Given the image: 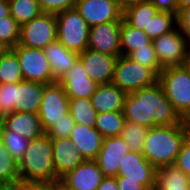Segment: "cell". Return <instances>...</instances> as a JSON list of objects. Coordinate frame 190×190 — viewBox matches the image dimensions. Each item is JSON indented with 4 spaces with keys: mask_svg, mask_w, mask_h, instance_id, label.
Wrapping results in <instances>:
<instances>
[{
    "mask_svg": "<svg viewBox=\"0 0 190 190\" xmlns=\"http://www.w3.org/2000/svg\"><path fill=\"white\" fill-rule=\"evenodd\" d=\"M10 16V5L8 0H0V18Z\"/></svg>",
    "mask_w": 190,
    "mask_h": 190,
    "instance_id": "7dc6e473",
    "label": "cell"
},
{
    "mask_svg": "<svg viewBox=\"0 0 190 190\" xmlns=\"http://www.w3.org/2000/svg\"><path fill=\"white\" fill-rule=\"evenodd\" d=\"M76 122L70 113H66L63 119L56 122L45 134L51 139L66 138L71 135Z\"/></svg>",
    "mask_w": 190,
    "mask_h": 190,
    "instance_id": "8d00e7d4",
    "label": "cell"
},
{
    "mask_svg": "<svg viewBox=\"0 0 190 190\" xmlns=\"http://www.w3.org/2000/svg\"><path fill=\"white\" fill-rule=\"evenodd\" d=\"M104 177L97 162L87 160L66 173L60 181L72 190H97Z\"/></svg>",
    "mask_w": 190,
    "mask_h": 190,
    "instance_id": "e0dca14e",
    "label": "cell"
},
{
    "mask_svg": "<svg viewBox=\"0 0 190 190\" xmlns=\"http://www.w3.org/2000/svg\"><path fill=\"white\" fill-rule=\"evenodd\" d=\"M57 41L66 49L81 53L88 49L89 25L76 8L56 14Z\"/></svg>",
    "mask_w": 190,
    "mask_h": 190,
    "instance_id": "5b68a950",
    "label": "cell"
},
{
    "mask_svg": "<svg viewBox=\"0 0 190 190\" xmlns=\"http://www.w3.org/2000/svg\"><path fill=\"white\" fill-rule=\"evenodd\" d=\"M158 12L153 3H142L123 9L122 18L131 26L149 32V23Z\"/></svg>",
    "mask_w": 190,
    "mask_h": 190,
    "instance_id": "484cf974",
    "label": "cell"
},
{
    "mask_svg": "<svg viewBox=\"0 0 190 190\" xmlns=\"http://www.w3.org/2000/svg\"><path fill=\"white\" fill-rule=\"evenodd\" d=\"M120 28L121 21L101 23L90 27L88 49L111 56H121Z\"/></svg>",
    "mask_w": 190,
    "mask_h": 190,
    "instance_id": "7c38bea8",
    "label": "cell"
},
{
    "mask_svg": "<svg viewBox=\"0 0 190 190\" xmlns=\"http://www.w3.org/2000/svg\"><path fill=\"white\" fill-rule=\"evenodd\" d=\"M69 98L58 82L44 84L43 98L38 111L45 133L68 113Z\"/></svg>",
    "mask_w": 190,
    "mask_h": 190,
    "instance_id": "30bf717a",
    "label": "cell"
},
{
    "mask_svg": "<svg viewBox=\"0 0 190 190\" xmlns=\"http://www.w3.org/2000/svg\"><path fill=\"white\" fill-rule=\"evenodd\" d=\"M153 45L162 69L185 65L190 60V41L177 27L154 39Z\"/></svg>",
    "mask_w": 190,
    "mask_h": 190,
    "instance_id": "52a82bcc",
    "label": "cell"
},
{
    "mask_svg": "<svg viewBox=\"0 0 190 190\" xmlns=\"http://www.w3.org/2000/svg\"><path fill=\"white\" fill-rule=\"evenodd\" d=\"M19 178L26 184H52L56 182L53 164L52 139L46 134L29 141L18 163Z\"/></svg>",
    "mask_w": 190,
    "mask_h": 190,
    "instance_id": "3957f363",
    "label": "cell"
},
{
    "mask_svg": "<svg viewBox=\"0 0 190 190\" xmlns=\"http://www.w3.org/2000/svg\"><path fill=\"white\" fill-rule=\"evenodd\" d=\"M176 24L179 31L190 41V6L178 11Z\"/></svg>",
    "mask_w": 190,
    "mask_h": 190,
    "instance_id": "60d3db41",
    "label": "cell"
},
{
    "mask_svg": "<svg viewBox=\"0 0 190 190\" xmlns=\"http://www.w3.org/2000/svg\"><path fill=\"white\" fill-rule=\"evenodd\" d=\"M122 159L117 177L137 181L149 190L155 188L156 168L146 160L142 153L130 151Z\"/></svg>",
    "mask_w": 190,
    "mask_h": 190,
    "instance_id": "4fadbf2b",
    "label": "cell"
},
{
    "mask_svg": "<svg viewBox=\"0 0 190 190\" xmlns=\"http://www.w3.org/2000/svg\"><path fill=\"white\" fill-rule=\"evenodd\" d=\"M0 190H26V183L20 179L0 183Z\"/></svg>",
    "mask_w": 190,
    "mask_h": 190,
    "instance_id": "ee69618b",
    "label": "cell"
},
{
    "mask_svg": "<svg viewBox=\"0 0 190 190\" xmlns=\"http://www.w3.org/2000/svg\"><path fill=\"white\" fill-rule=\"evenodd\" d=\"M130 152L121 136L104 138L95 161L106 177H117L122 158Z\"/></svg>",
    "mask_w": 190,
    "mask_h": 190,
    "instance_id": "9a60e30c",
    "label": "cell"
},
{
    "mask_svg": "<svg viewBox=\"0 0 190 190\" xmlns=\"http://www.w3.org/2000/svg\"><path fill=\"white\" fill-rule=\"evenodd\" d=\"M4 118H5V114L0 108V127L3 126Z\"/></svg>",
    "mask_w": 190,
    "mask_h": 190,
    "instance_id": "db71d44e",
    "label": "cell"
},
{
    "mask_svg": "<svg viewBox=\"0 0 190 190\" xmlns=\"http://www.w3.org/2000/svg\"><path fill=\"white\" fill-rule=\"evenodd\" d=\"M69 138L86 161L97 158L104 140V137L95 127H88L77 123L71 131Z\"/></svg>",
    "mask_w": 190,
    "mask_h": 190,
    "instance_id": "ffe728a7",
    "label": "cell"
},
{
    "mask_svg": "<svg viewBox=\"0 0 190 190\" xmlns=\"http://www.w3.org/2000/svg\"><path fill=\"white\" fill-rule=\"evenodd\" d=\"M174 165L181 169L190 178V133L184 140Z\"/></svg>",
    "mask_w": 190,
    "mask_h": 190,
    "instance_id": "ab89813d",
    "label": "cell"
},
{
    "mask_svg": "<svg viewBox=\"0 0 190 190\" xmlns=\"http://www.w3.org/2000/svg\"><path fill=\"white\" fill-rule=\"evenodd\" d=\"M119 190H149L145 185L137 181L125 180V177H116Z\"/></svg>",
    "mask_w": 190,
    "mask_h": 190,
    "instance_id": "7bdbcfd3",
    "label": "cell"
},
{
    "mask_svg": "<svg viewBox=\"0 0 190 190\" xmlns=\"http://www.w3.org/2000/svg\"><path fill=\"white\" fill-rule=\"evenodd\" d=\"M75 8L89 27L123 19L119 0H76Z\"/></svg>",
    "mask_w": 190,
    "mask_h": 190,
    "instance_id": "8fae6325",
    "label": "cell"
},
{
    "mask_svg": "<svg viewBox=\"0 0 190 190\" xmlns=\"http://www.w3.org/2000/svg\"><path fill=\"white\" fill-rule=\"evenodd\" d=\"M128 57L133 61L149 68L157 77L163 70L160 67L159 61L157 59L153 42L150 45L137 48L136 50L132 51Z\"/></svg>",
    "mask_w": 190,
    "mask_h": 190,
    "instance_id": "836d02e7",
    "label": "cell"
},
{
    "mask_svg": "<svg viewBox=\"0 0 190 190\" xmlns=\"http://www.w3.org/2000/svg\"><path fill=\"white\" fill-rule=\"evenodd\" d=\"M43 13L58 14L75 8L76 0H38Z\"/></svg>",
    "mask_w": 190,
    "mask_h": 190,
    "instance_id": "f35d334b",
    "label": "cell"
},
{
    "mask_svg": "<svg viewBox=\"0 0 190 190\" xmlns=\"http://www.w3.org/2000/svg\"><path fill=\"white\" fill-rule=\"evenodd\" d=\"M97 190H119L116 177H104Z\"/></svg>",
    "mask_w": 190,
    "mask_h": 190,
    "instance_id": "f6af8a7d",
    "label": "cell"
},
{
    "mask_svg": "<svg viewBox=\"0 0 190 190\" xmlns=\"http://www.w3.org/2000/svg\"><path fill=\"white\" fill-rule=\"evenodd\" d=\"M152 3L158 11L170 12L176 15L178 13L177 0H153Z\"/></svg>",
    "mask_w": 190,
    "mask_h": 190,
    "instance_id": "b9f144b4",
    "label": "cell"
},
{
    "mask_svg": "<svg viewBox=\"0 0 190 190\" xmlns=\"http://www.w3.org/2000/svg\"><path fill=\"white\" fill-rule=\"evenodd\" d=\"M126 121L152 128L158 125L186 124L167 99L159 81L125 97Z\"/></svg>",
    "mask_w": 190,
    "mask_h": 190,
    "instance_id": "6da1fadb",
    "label": "cell"
},
{
    "mask_svg": "<svg viewBox=\"0 0 190 190\" xmlns=\"http://www.w3.org/2000/svg\"><path fill=\"white\" fill-rule=\"evenodd\" d=\"M176 14L158 11L149 23V32H145L152 40L170 33L176 28Z\"/></svg>",
    "mask_w": 190,
    "mask_h": 190,
    "instance_id": "d6a6232c",
    "label": "cell"
},
{
    "mask_svg": "<svg viewBox=\"0 0 190 190\" xmlns=\"http://www.w3.org/2000/svg\"><path fill=\"white\" fill-rule=\"evenodd\" d=\"M158 81L167 99L183 118L190 111V64L163 69Z\"/></svg>",
    "mask_w": 190,
    "mask_h": 190,
    "instance_id": "277c9868",
    "label": "cell"
},
{
    "mask_svg": "<svg viewBox=\"0 0 190 190\" xmlns=\"http://www.w3.org/2000/svg\"><path fill=\"white\" fill-rule=\"evenodd\" d=\"M156 190H190V178L178 167L166 165L156 169Z\"/></svg>",
    "mask_w": 190,
    "mask_h": 190,
    "instance_id": "cb8c5ba5",
    "label": "cell"
},
{
    "mask_svg": "<svg viewBox=\"0 0 190 190\" xmlns=\"http://www.w3.org/2000/svg\"><path fill=\"white\" fill-rule=\"evenodd\" d=\"M54 78L58 81L78 60L79 53L66 49L59 41L48 44L44 49Z\"/></svg>",
    "mask_w": 190,
    "mask_h": 190,
    "instance_id": "603a6c76",
    "label": "cell"
},
{
    "mask_svg": "<svg viewBox=\"0 0 190 190\" xmlns=\"http://www.w3.org/2000/svg\"><path fill=\"white\" fill-rule=\"evenodd\" d=\"M126 95L110 82L98 85L90 100L97 113L123 111Z\"/></svg>",
    "mask_w": 190,
    "mask_h": 190,
    "instance_id": "7402d4cb",
    "label": "cell"
},
{
    "mask_svg": "<svg viewBox=\"0 0 190 190\" xmlns=\"http://www.w3.org/2000/svg\"><path fill=\"white\" fill-rule=\"evenodd\" d=\"M153 0H119L122 10L128 6L142 3H152Z\"/></svg>",
    "mask_w": 190,
    "mask_h": 190,
    "instance_id": "bcb514c9",
    "label": "cell"
},
{
    "mask_svg": "<svg viewBox=\"0 0 190 190\" xmlns=\"http://www.w3.org/2000/svg\"><path fill=\"white\" fill-rule=\"evenodd\" d=\"M183 121L190 127V111L183 117Z\"/></svg>",
    "mask_w": 190,
    "mask_h": 190,
    "instance_id": "f5cc1de1",
    "label": "cell"
},
{
    "mask_svg": "<svg viewBox=\"0 0 190 190\" xmlns=\"http://www.w3.org/2000/svg\"><path fill=\"white\" fill-rule=\"evenodd\" d=\"M26 190H53L52 184H26Z\"/></svg>",
    "mask_w": 190,
    "mask_h": 190,
    "instance_id": "c3c4849f",
    "label": "cell"
},
{
    "mask_svg": "<svg viewBox=\"0 0 190 190\" xmlns=\"http://www.w3.org/2000/svg\"><path fill=\"white\" fill-rule=\"evenodd\" d=\"M10 15L21 26L43 13L38 0H8Z\"/></svg>",
    "mask_w": 190,
    "mask_h": 190,
    "instance_id": "f1b7e54d",
    "label": "cell"
},
{
    "mask_svg": "<svg viewBox=\"0 0 190 190\" xmlns=\"http://www.w3.org/2000/svg\"><path fill=\"white\" fill-rule=\"evenodd\" d=\"M56 29V15L42 13L20 26L18 45L44 49L57 40Z\"/></svg>",
    "mask_w": 190,
    "mask_h": 190,
    "instance_id": "ba28073f",
    "label": "cell"
},
{
    "mask_svg": "<svg viewBox=\"0 0 190 190\" xmlns=\"http://www.w3.org/2000/svg\"><path fill=\"white\" fill-rule=\"evenodd\" d=\"M178 2V11L182 8L190 6V0H177Z\"/></svg>",
    "mask_w": 190,
    "mask_h": 190,
    "instance_id": "816d5d0a",
    "label": "cell"
},
{
    "mask_svg": "<svg viewBox=\"0 0 190 190\" xmlns=\"http://www.w3.org/2000/svg\"><path fill=\"white\" fill-rule=\"evenodd\" d=\"M149 128L134 122L125 121L120 136L125 141L130 151L142 153L144 140Z\"/></svg>",
    "mask_w": 190,
    "mask_h": 190,
    "instance_id": "4dcf8cb0",
    "label": "cell"
},
{
    "mask_svg": "<svg viewBox=\"0 0 190 190\" xmlns=\"http://www.w3.org/2000/svg\"><path fill=\"white\" fill-rule=\"evenodd\" d=\"M125 121L123 111L98 113L95 129L104 138L120 136Z\"/></svg>",
    "mask_w": 190,
    "mask_h": 190,
    "instance_id": "4316f807",
    "label": "cell"
},
{
    "mask_svg": "<svg viewBox=\"0 0 190 190\" xmlns=\"http://www.w3.org/2000/svg\"><path fill=\"white\" fill-rule=\"evenodd\" d=\"M10 49L11 48L8 45L0 41V58L5 56L10 51Z\"/></svg>",
    "mask_w": 190,
    "mask_h": 190,
    "instance_id": "f907efd6",
    "label": "cell"
},
{
    "mask_svg": "<svg viewBox=\"0 0 190 190\" xmlns=\"http://www.w3.org/2000/svg\"><path fill=\"white\" fill-rule=\"evenodd\" d=\"M15 83L0 84V108L4 114L14 112Z\"/></svg>",
    "mask_w": 190,
    "mask_h": 190,
    "instance_id": "74e56055",
    "label": "cell"
},
{
    "mask_svg": "<svg viewBox=\"0 0 190 190\" xmlns=\"http://www.w3.org/2000/svg\"><path fill=\"white\" fill-rule=\"evenodd\" d=\"M189 133L190 127L187 124L158 125L149 128L142 154L156 169L173 165Z\"/></svg>",
    "mask_w": 190,
    "mask_h": 190,
    "instance_id": "7a4b0ae2",
    "label": "cell"
},
{
    "mask_svg": "<svg viewBox=\"0 0 190 190\" xmlns=\"http://www.w3.org/2000/svg\"><path fill=\"white\" fill-rule=\"evenodd\" d=\"M18 164L11 157L5 148L3 141L0 139V183L18 180Z\"/></svg>",
    "mask_w": 190,
    "mask_h": 190,
    "instance_id": "e575fe53",
    "label": "cell"
},
{
    "mask_svg": "<svg viewBox=\"0 0 190 190\" xmlns=\"http://www.w3.org/2000/svg\"><path fill=\"white\" fill-rule=\"evenodd\" d=\"M12 50L17 54L24 80L42 84L57 81L43 49L17 45Z\"/></svg>",
    "mask_w": 190,
    "mask_h": 190,
    "instance_id": "9c48e42d",
    "label": "cell"
},
{
    "mask_svg": "<svg viewBox=\"0 0 190 190\" xmlns=\"http://www.w3.org/2000/svg\"><path fill=\"white\" fill-rule=\"evenodd\" d=\"M117 58L116 56L86 49L79 53L78 60L82 63L88 76L100 85L112 82Z\"/></svg>",
    "mask_w": 190,
    "mask_h": 190,
    "instance_id": "5bb4252c",
    "label": "cell"
},
{
    "mask_svg": "<svg viewBox=\"0 0 190 190\" xmlns=\"http://www.w3.org/2000/svg\"><path fill=\"white\" fill-rule=\"evenodd\" d=\"M68 112L77 124L95 127L97 111L87 98H69Z\"/></svg>",
    "mask_w": 190,
    "mask_h": 190,
    "instance_id": "83f0119b",
    "label": "cell"
},
{
    "mask_svg": "<svg viewBox=\"0 0 190 190\" xmlns=\"http://www.w3.org/2000/svg\"><path fill=\"white\" fill-rule=\"evenodd\" d=\"M152 42L153 40L149 38L144 31L129 25L124 19H122L120 28L121 55L128 56L137 48L150 45Z\"/></svg>",
    "mask_w": 190,
    "mask_h": 190,
    "instance_id": "d4e9b609",
    "label": "cell"
},
{
    "mask_svg": "<svg viewBox=\"0 0 190 190\" xmlns=\"http://www.w3.org/2000/svg\"><path fill=\"white\" fill-rule=\"evenodd\" d=\"M24 80L17 54L10 51L0 58V84L19 83Z\"/></svg>",
    "mask_w": 190,
    "mask_h": 190,
    "instance_id": "f546056e",
    "label": "cell"
},
{
    "mask_svg": "<svg viewBox=\"0 0 190 190\" xmlns=\"http://www.w3.org/2000/svg\"><path fill=\"white\" fill-rule=\"evenodd\" d=\"M58 82L63 86L68 98L90 99L98 87L79 60L61 76Z\"/></svg>",
    "mask_w": 190,
    "mask_h": 190,
    "instance_id": "2e32d148",
    "label": "cell"
},
{
    "mask_svg": "<svg viewBox=\"0 0 190 190\" xmlns=\"http://www.w3.org/2000/svg\"><path fill=\"white\" fill-rule=\"evenodd\" d=\"M158 77L147 67L125 55L117 58L112 83L126 94L153 85Z\"/></svg>",
    "mask_w": 190,
    "mask_h": 190,
    "instance_id": "8992f818",
    "label": "cell"
},
{
    "mask_svg": "<svg viewBox=\"0 0 190 190\" xmlns=\"http://www.w3.org/2000/svg\"><path fill=\"white\" fill-rule=\"evenodd\" d=\"M3 127L20 134L29 141L40 138L45 134L38 114L32 112L14 111L5 114Z\"/></svg>",
    "mask_w": 190,
    "mask_h": 190,
    "instance_id": "d6986e66",
    "label": "cell"
},
{
    "mask_svg": "<svg viewBox=\"0 0 190 190\" xmlns=\"http://www.w3.org/2000/svg\"><path fill=\"white\" fill-rule=\"evenodd\" d=\"M53 190H72L64 185L60 180L52 183Z\"/></svg>",
    "mask_w": 190,
    "mask_h": 190,
    "instance_id": "681fc988",
    "label": "cell"
},
{
    "mask_svg": "<svg viewBox=\"0 0 190 190\" xmlns=\"http://www.w3.org/2000/svg\"><path fill=\"white\" fill-rule=\"evenodd\" d=\"M44 84L22 80L15 83L14 111L38 113L43 98Z\"/></svg>",
    "mask_w": 190,
    "mask_h": 190,
    "instance_id": "44dd1931",
    "label": "cell"
},
{
    "mask_svg": "<svg viewBox=\"0 0 190 190\" xmlns=\"http://www.w3.org/2000/svg\"><path fill=\"white\" fill-rule=\"evenodd\" d=\"M20 25L10 15L0 18V41L8 45L11 49L19 42Z\"/></svg>",
    "mask_w": 190,
    "mask_h": 190,
    "instance_id": "d590c367",
    "label": "cell"
},
{
    "mask_svg": "<svg viewBox=\"0 0 190 190\" xmlns=\"http://www.w3.org/2000/svg\"><path fill=\"white\" fill-rule=\"evenodd\" d=\"M0 139L18 164L26 152L29 140L12 130L5 129L3 126L0 127Z\"/></svg>",
    "mask_w": 190,
    "mask_h": 190,
    "instance_id": "1f68e13d",
    "label": "cell"
},
{
    "mask_svg": "<svg viewBox=\"0 0 190 190\" xmlns=\"http://www.w3.org/2000/svg\"><path fill=\"white\" fill-rule=\"evenodd\" d=\"M52 148L56 181L86 161L69 137L52 139Z\"/></svg>",
    "mask_w": 190,
    "mask_h": 190,
    "instance_id": "ac0fdd59",
    "label": "cell"
}]
</instances>
